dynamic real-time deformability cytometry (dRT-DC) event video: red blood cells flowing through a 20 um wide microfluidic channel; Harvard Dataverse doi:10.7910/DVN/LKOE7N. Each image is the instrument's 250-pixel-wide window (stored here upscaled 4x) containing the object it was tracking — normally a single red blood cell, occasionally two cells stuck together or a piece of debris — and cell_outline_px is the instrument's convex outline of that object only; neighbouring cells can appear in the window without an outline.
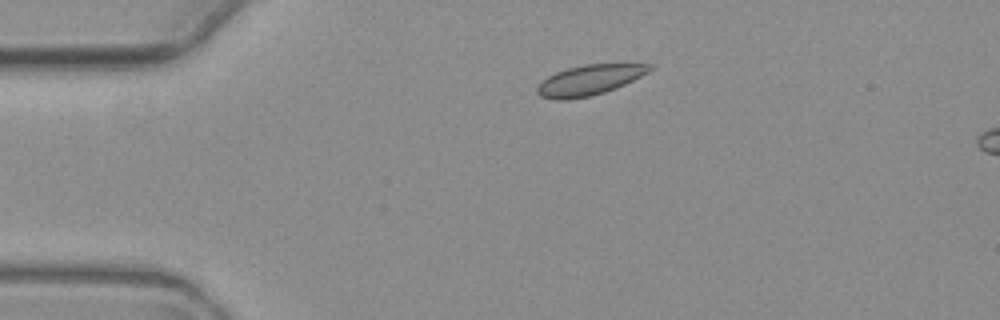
{"species": "common noctule bat (a hibernating species)", "species_latin": "Nyctalus noctula", "temperature_condition": "warm", "stored_images_in_passage": 3, "camera_frame_rate_fps": 3000, "um_per_image_px": 0.085, "animal": {"sex": "female", "body_mass_g": 19.3, "forearm_length_mm": 54.1}, "frame": {"image": 1, "passage_image": 1, "time_ms": 0.0, "image_size_px": [1000, 320], "cell_outline_px": [[652, 68], [648, 72], [616, 88], [592, 96], [568, 100], [556, 100], [540, 96], [536, 92], [536, 88], [548, 76], [556, 72], [568, 68], [584, 64], [652, 64]], "centroid_in_image_um": [50.07, 6.82], "position_along_channel_um": 34.9, "area_um2": 19.65}}